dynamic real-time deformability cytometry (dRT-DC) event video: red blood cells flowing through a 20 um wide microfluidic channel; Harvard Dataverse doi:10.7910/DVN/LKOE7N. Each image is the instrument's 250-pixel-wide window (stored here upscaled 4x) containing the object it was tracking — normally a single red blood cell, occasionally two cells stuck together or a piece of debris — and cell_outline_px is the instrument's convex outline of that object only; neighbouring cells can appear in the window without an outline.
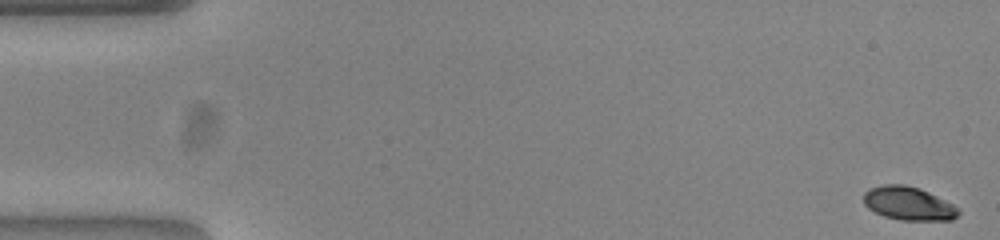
{"species": "common noctule bat (a hibernating species)", "species_latin": "Nyctalus noctula", "temperature_condition": "warm", "stored_images_in_passage": 54, "segment_of_instrument_passage": [1, 2], "camera_frame_rate_fps": 3000, "um_per_image_px": 0.085, "animal": {"sex": "female", "body_mass_g": 23.0, "forearm_length_mm": 53.4}, "frame": {"image": 1, "passage_image": 1, "time_ms": 0.0, "image_size_px": [1000, 240], "cell_outline_px": [[960, 212], [952, 220], [900, 220], [884, 216], [868, 208], [864, 204], [864, 192], [872, 188], [884, 184], [904, 184], [920, 188], [960, 208]], "centroid_in_image_um": [77.23, 17.3], "position_along_channel_um": 7.8, "area_um2": 18.38}}
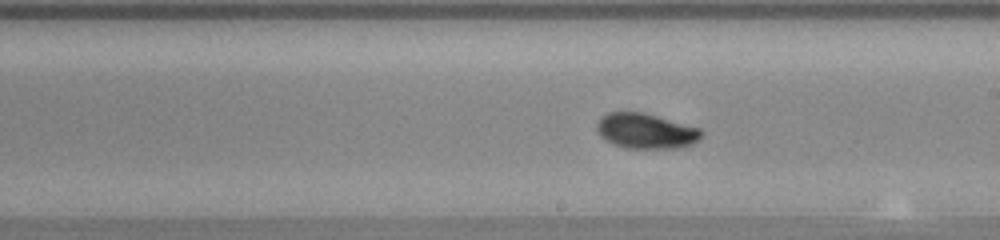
{"frame": {"image": 2, "passage_image": 30, "time_ms": 9.667, "image_size_px": [1000, 240], "cell_outline_px": [[704, 132], [692, 144], [680, 148], [624, 148], [612, 144], [600, 136], [596, 128], [596, 124], [600, 116], [608, 112], [640, 112], [656, 116], [700, 128]], "centroid_in_image_um": [54.85, 11.14], "position_along_channel_um": 234.1, "area_um2": 21.44}}
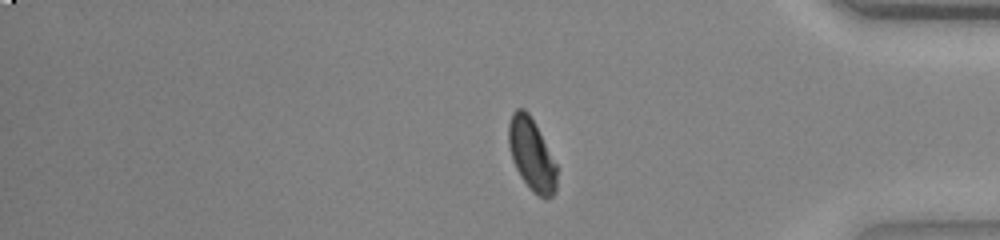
{"frame": {"image": 3, "passage_image": 44, "time_ms": 14.333, "image_size_px": [1000, 240], "cell_outline_px": [[556, 192], [552, 196], [544, 200], [532, 192], [520, 176], [512, 160], [508, 144], [508, 124], [512, 112], [516, 108], [524, 108], [528, 112], [556, 164]], "centroid_in_image_um": [45.16, 13.16], "position_along_channel_um": 390.0, "area_um2": 20.17}}